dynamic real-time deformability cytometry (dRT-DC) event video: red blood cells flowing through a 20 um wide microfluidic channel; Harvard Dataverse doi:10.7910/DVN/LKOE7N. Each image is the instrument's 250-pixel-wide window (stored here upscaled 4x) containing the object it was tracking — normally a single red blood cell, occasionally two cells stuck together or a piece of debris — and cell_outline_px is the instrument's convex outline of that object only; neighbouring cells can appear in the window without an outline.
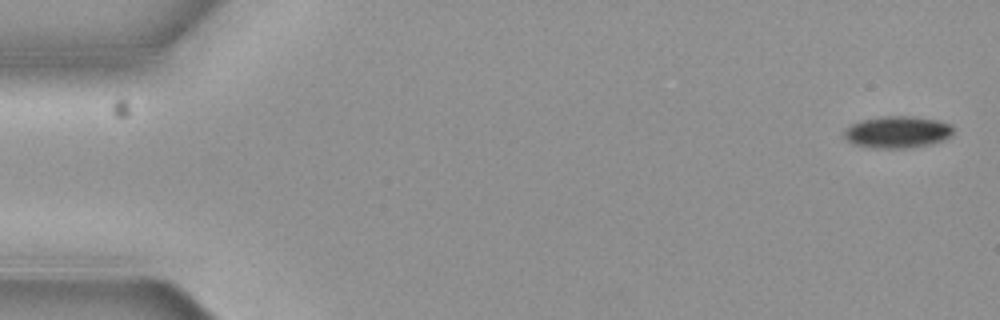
{"species": "common noctule bat (a hibernating species)", "species_latin": "Nyctalus noctula", "temperature_condition": "cold", "stored_images_in_passage": 6, "segment_of_instrument_passage": [1, 2], "camera_frame_rate_fps": 3000, "um_per_image_px": 0.085, "animal": {"sex": "female", "body_mass_g": 19.3, "forearm_length_mm": 54.1}, "frame": {"image": 1, "passage_image": 1, "time_ms": 0.0, "image_size_px": [1000, 320], "cell_outline_px": [[952, 136], [932, 144], [904, 148], [872, 148], [856, 144], [848, 140], [844, 136], [844, 132], [852, 124], [864, 120], [884, 116], [912, 116], [940, 120], [952, 124]], "centroid_in_image_um": [76.34, 11.22], "position_along_channel_um": 8.7, "area_um2": 20.11}}
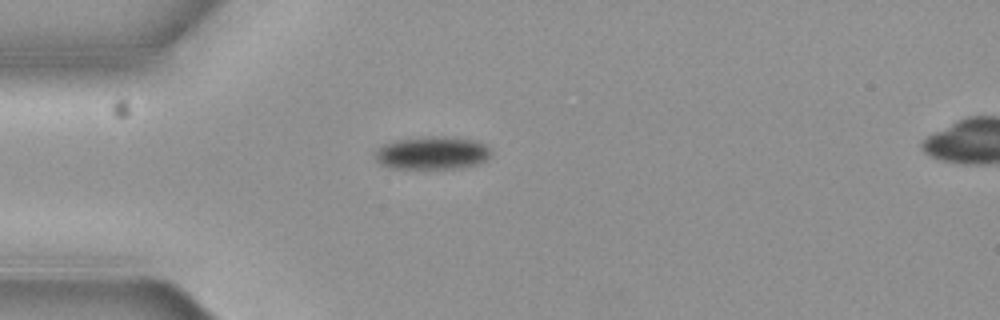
{"frame": {"image": 2, "passage_image": 5, "time_ms": 1.333, "image_size_px": [1000, 320], "cell_outline_px": [[488, 156], [484, 160], [472, 164], [452, 168], [392, 168], [380, 164], [376, 160], [376, 148], [384, 144], [396, 140], [472, 140], [488, 148]], "centroid_in_image_um": [36.6, 13.07], "position_along_channel_um": 48.4, "area_um2": 20.23}}